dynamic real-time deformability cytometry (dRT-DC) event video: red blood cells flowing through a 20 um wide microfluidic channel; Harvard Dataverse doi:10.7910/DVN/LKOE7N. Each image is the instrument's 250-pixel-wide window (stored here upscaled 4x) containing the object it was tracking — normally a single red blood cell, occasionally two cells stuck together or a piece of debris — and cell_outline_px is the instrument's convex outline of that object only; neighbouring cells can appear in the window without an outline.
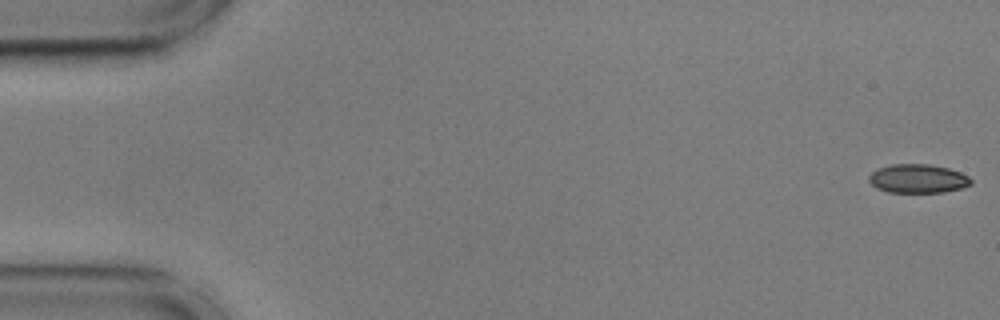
{"species": "common noctule bat (a hibernating species)", "species_latin": "Nyctalus noctula", "temperature_condition": "cold", "stored_images_in_passage": 54, "camera_frame_rate_fps": 3000, "um_per_image_px": 0.085, "animal": {"sex": "male", "body_mass_g": 17.9, "forearm_length_mm": 54.2}, "frame": {"image": 1, "passage_image": 1, "time_ms": 0.0, "image_size_px": [1000, 320], "cell_outline_px": [[972, 184], [960, 188], [944, 192], [888, 192], [876, 188], [868, 180], [868, 176], [876, 168], [892, 164], [928, 164], [948, 168], [960, 172], [968, 176], [972, 180]], "centroid_in_image_um": [77.99, 15.18], "position_along_channel_um": 7.0, "area_um2": 17.17}}
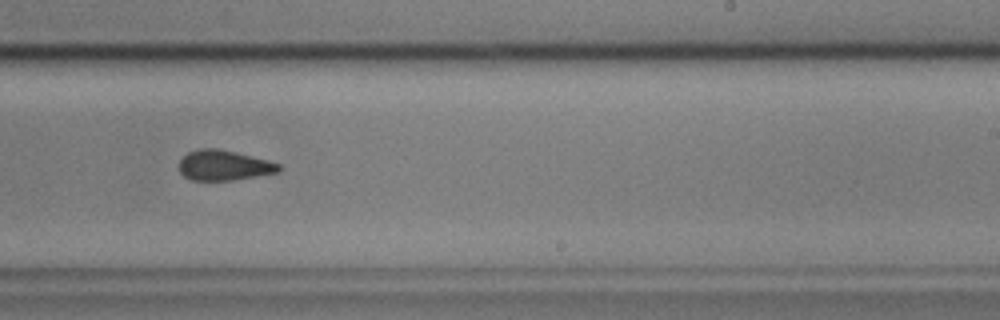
{"frame": {"image": 2, "passage_image": 34, "time_ms": 11.0, "image_size_px": [1000, 320], "cell_outline_px": [[280, 172], [232, 180], [192, 180], [184, 176], [180, 172], [180, 160], [188, 152], [200, 148], [216, 148], [236, 152], [268, 160], [280, 164]], "centroid_in_image_um": [19.04, 14.05], "position_along_channel_um": 270.0, "area_um2": 17.46}}
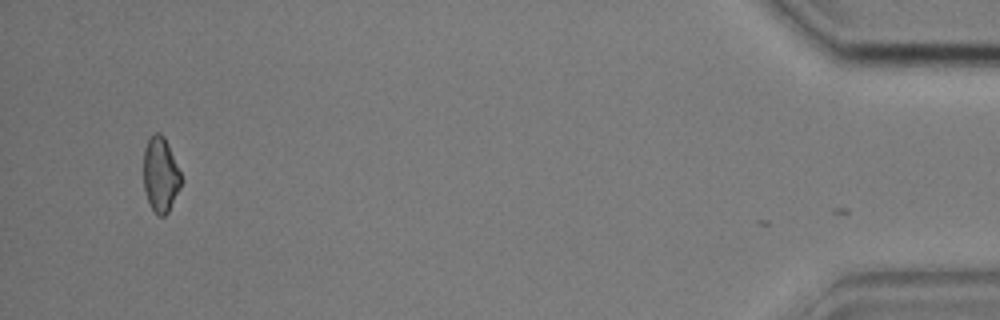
{"frame": {"image": 3, "passage_image": 53, "time_ms": 17.333, "image_size_px": [1000, 320], "cell_outline_px": [[180, 188], [168, 212], [164, 216], [156, 216], [148, 200], [144, 188], [144, 148], [152, 132], [160, 132], [164, 136], [168, 144], [180, 172]], "centroid_in_image_um": [13.63, 14.82], "position_along_channel_um": 421.6, "area_um2": 16.3}, "authors_computed_cell_mechanics": {"area_um2": 17.918, "velocity_mm_per_s": 3.6199, "shape_relaxation_time_tau1_ms": 2.7985, "shape_relaxation_time_tau2_ms": 2.4434, "deformation_change_tau1": 0.0962, "deformation_change_tau2": 0.0956}}